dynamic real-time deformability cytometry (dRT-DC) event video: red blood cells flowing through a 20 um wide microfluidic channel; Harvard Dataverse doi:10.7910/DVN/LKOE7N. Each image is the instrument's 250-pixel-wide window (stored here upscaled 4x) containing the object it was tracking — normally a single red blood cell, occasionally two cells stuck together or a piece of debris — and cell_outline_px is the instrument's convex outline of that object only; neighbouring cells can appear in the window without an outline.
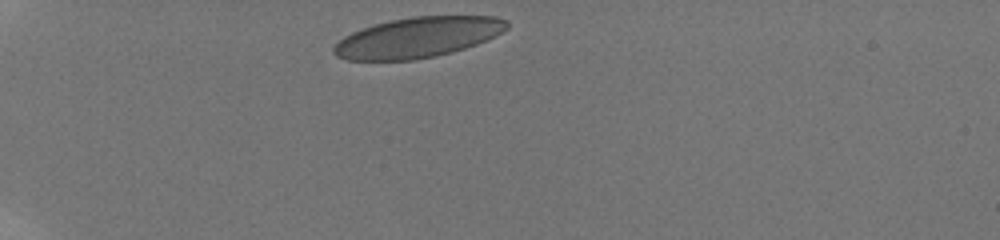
{"species": "human", "species_latin": "Homo sapiens", "temperature_condition": "room temperature", "stored_images_in_passage": 34, "camera_frame_rate_fps": 3000, "um_per_image_px": 0.085, "donor": {"sex": "male"}, "frame": {"image": 1, "passage_image": 1, "time_ms": 0.0, "image_size_px": [1000, 240], "cell_outline_px": [[508, 28], [496, 36], [476, 44], [452, 52], [436, 56], [412, 60], [348, 60], [336, 56], [332, 52], [332, 48], [344, 36], [352, 32], [376, 24], [392, 20], [412, 16], [496, 16], [508, 20]], "centroid_in_image_um": [35.53, 3.18], "position_along_channel_um": 49.5, "area_um2": 40.63}}
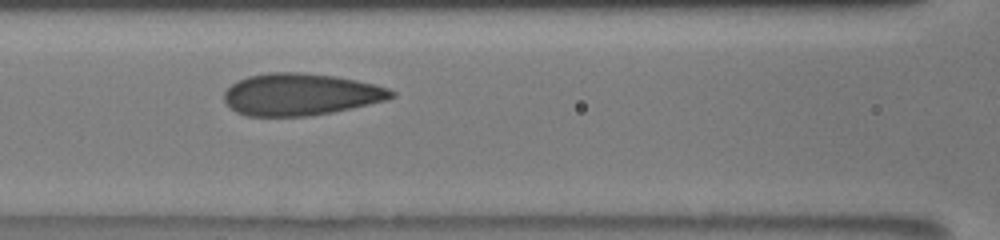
{"frame": {"image": 2, "passage_image": 12, "time_ms": 3.667, "image_size_px": [1000, 240], "cell_outline_px": [[396, 96], [388, 100], [332, 112], [308, 116], [244, 116], [228, 108], [224, 100], [224, 92], [232, 84], [248, 76], [268, 72], [300, 72], [336, 76], [356, 80], [388, 88], [396, 92]], "centroid_in_image_um": [25.53, 8.03], "position_along_channel_um": 141.1, "area_um2": 41.1}}
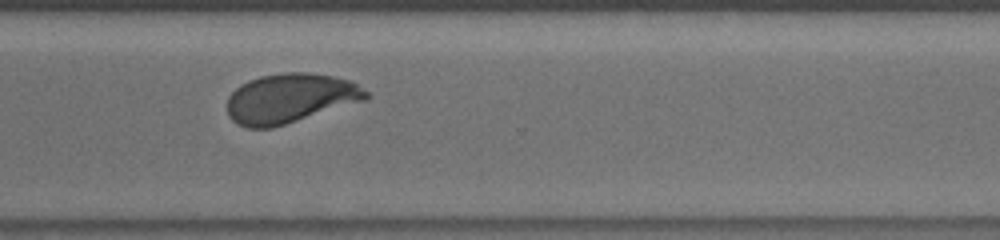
{"frame": {"image": 3, "passage_image": 28, "time_ms": 9.0, "image_size_px": [1000, 240], "cell_outline_px": [[368, 96], [364, 100], [272, 128], [248, 128], [236, 124], [228, 116], [228, 96], [240, 84], [248, 80], [260, 76], [284, 72], [308, 72], [332, 76], [352, 80], [368, 92]], "centroid_in_image_um": [24.63, 8.35], "position_along_channel_um": 346.0, "area_um2": 40.0}, "authors_computed_cell_mechanics": {"area_um2": 40.5467, "velocity_mm_per_s": 3.8446, "shape_relaxation_time_tau1_ms": 4.4005, "shape_relaxation_time_tau2_ms": null, "deformation_change_tau1": 0.1473, "deformation_change_tau2": null}}